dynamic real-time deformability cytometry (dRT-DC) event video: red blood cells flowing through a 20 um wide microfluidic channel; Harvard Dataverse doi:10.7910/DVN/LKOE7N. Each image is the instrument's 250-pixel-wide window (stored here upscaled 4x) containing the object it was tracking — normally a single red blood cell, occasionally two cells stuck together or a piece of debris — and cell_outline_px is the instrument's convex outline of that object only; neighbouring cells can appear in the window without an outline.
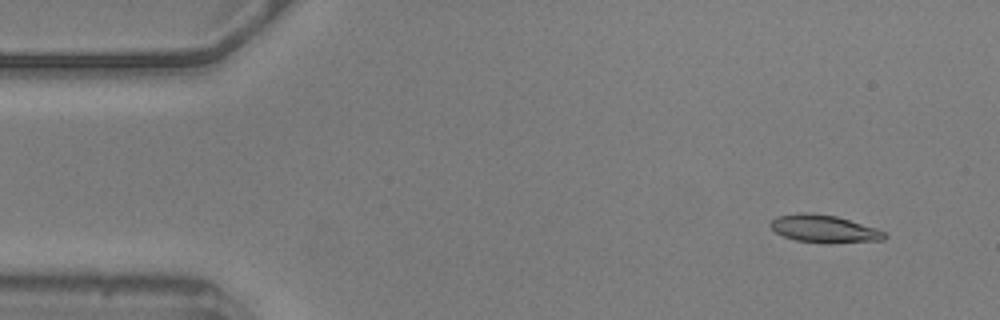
{"species": "common noctule bat (a hibernating species)", "species_latin": "Nyctalus noctula", "temperature_condition": "warm", "stored_images_in_passage": 13, "camera_frame_rate_fps": 3000, "um_per_image_px": 0.085, "animal": {"sex": "male", "body_mass_g": 20.5, "forearm_length_mm": 52.5}, "frame": {"image": 1, "passage_image": 4, "time_ms": 1.0, "image_size_px": [1000, 320], "cell_outline_px": [[888, 236], [884, 240], [832, 244], [824, 244], [796, 240], [784, 236], [776, 232], [768, 224], [776, 216], [796, 212], [808, 212], [836, 216], [876, 228], [884, 232]], "centroid_in_image_um": [70.04, 19.46], "position_along_channel_um": 15.0, "area_um2": 18.67}}